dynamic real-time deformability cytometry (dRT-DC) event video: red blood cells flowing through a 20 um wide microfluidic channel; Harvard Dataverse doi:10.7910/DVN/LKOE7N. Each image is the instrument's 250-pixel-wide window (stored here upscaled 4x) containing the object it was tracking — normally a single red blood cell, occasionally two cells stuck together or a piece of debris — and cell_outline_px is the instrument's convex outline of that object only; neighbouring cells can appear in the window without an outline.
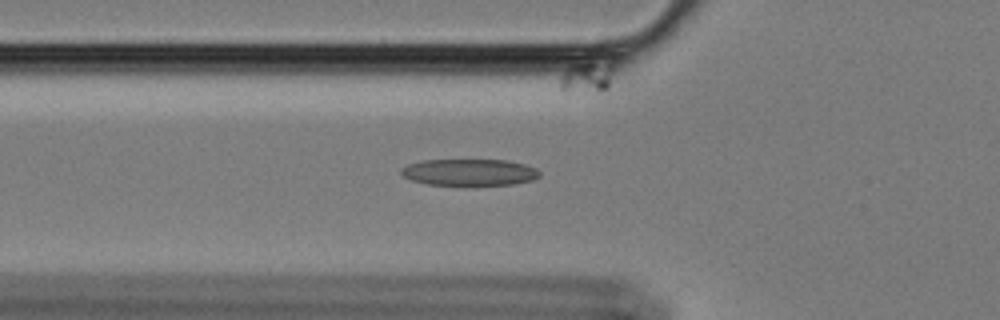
{"species": "Egyptian fruit bat (a non-hibernating species)", "species_latin": "Rousettus aegyptiacus", "temperature_condition": "cold", "stored_images_in_passage": 59, "camera_frame_rate_fps": 3000, "um_per_image_px": 0.085, "animal": {"sex": "female"}, "frame": {"image": 1, "passage_image": 21, "time_ms": 6.667, "image_size_px": [1000, 320], "cell_outline_px": [[540, 176], [532, 180], [512, 184], [472, 188], [428, 184], [412, 180], [404, 176], [400, 172], [400, 168], [408, 164], [424, 160], [508, 160], [524, 164], [536, 168], [540, 172]], "centroid_in_image_um": [39.91, 14.69], "position_along_channel_um": 85.9, "area_um2": 22.37}}
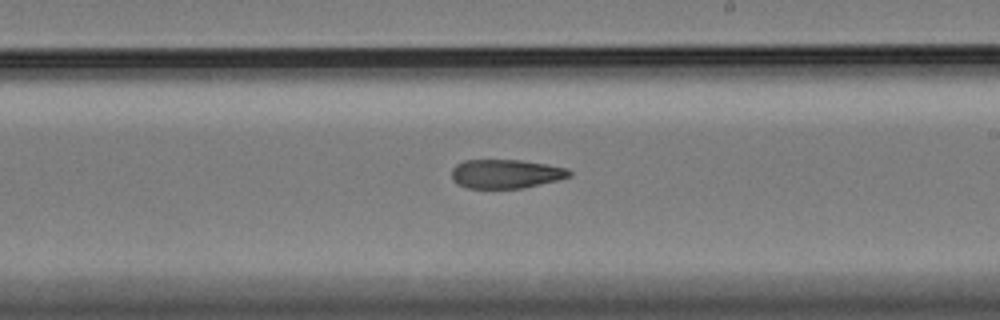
{"frame": {"image": 2, "passage_image": 35, "time_ms": 11.333, "image_size_px": [1000, 320], "cell_outline_px": [[572, 176], [560, 180], [524, 188], [468, 188], [456, 184], [452, 176], [452, 168], [456, 164], [464, 160], [520, 160], [548, 164], [568, 168], [572, 172]], "centroid_in_image_um": [43.04, 14.78], "position_along_channel_um": 246.0, "area_um2": 20.11}}
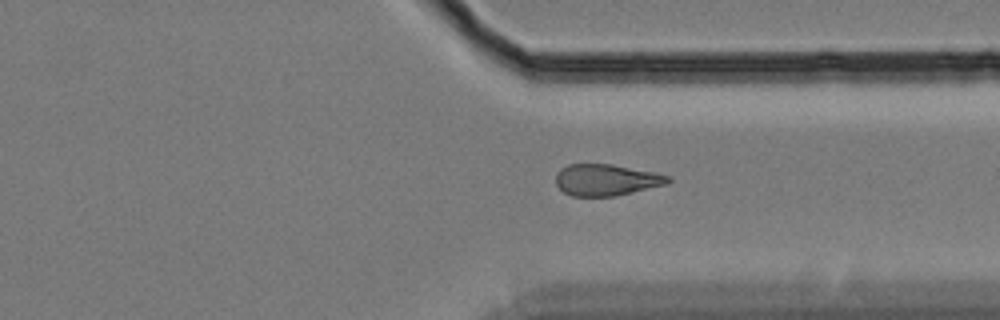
{"frame": {"image": 3, "passage_image": 45, "time_ms": 14.667, "image_size_px": [1000, 320], "cell_outline_px": [[672, 180], [668, 184], [616, 196], [572, 196], [564, 192], [556, 184], [556, 176], [560, 168], [568, 164], [608, 164], [656, 172], [668, 176]], "centroid_in_image_um": [51.54, 15.29], "position_along_channel_um": 359.9, "area_um2": 20.58}, "authors_computed_cell_mechanics": {"area_um2": 21.2126, "velocity_mm_per_s": 3.4127, "shape_relaxation_time_tau1_ms": null, "shape_relaxation_time_tau2_ms": 6.5615, "deformation_change_tau1": null, "deformation_change_tau2": 0.1626}}